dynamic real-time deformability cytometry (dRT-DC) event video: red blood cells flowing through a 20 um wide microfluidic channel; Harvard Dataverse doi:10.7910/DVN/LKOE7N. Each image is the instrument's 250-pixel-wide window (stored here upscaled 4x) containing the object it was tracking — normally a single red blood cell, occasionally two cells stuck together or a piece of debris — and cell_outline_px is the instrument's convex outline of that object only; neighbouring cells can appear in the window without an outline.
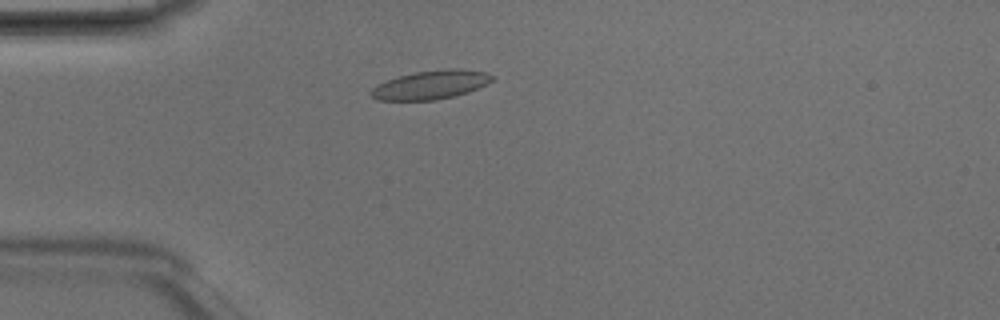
{"species": "Egyptian fruit bat (a non-hibernating species)", "species_latin": "Rousettus aegyptiacus", "temperature_condition": "room temperature", "stored_images_in_passage": 1, "camera_frame_rate_fps": 3000, "um_per_image_px": 0.085, "animal": {"sex": "male"}, "frame": {"image": 1, "passage_image": 1, "time_ms": 0.0, "image_size_px": [1000, 320], "cell_outline_px": [[496, 76], [492, 80], [468, 92], [436, 100], [376, 100], [368, 92], [376, 84], [400, 76], [416, 72], [452, 68], [456, 68], [488, 72]], "centroid_in_image_um": [36.6, 7.21], "position_along_channel_um": 48.4, "area_um2": 20.11}}